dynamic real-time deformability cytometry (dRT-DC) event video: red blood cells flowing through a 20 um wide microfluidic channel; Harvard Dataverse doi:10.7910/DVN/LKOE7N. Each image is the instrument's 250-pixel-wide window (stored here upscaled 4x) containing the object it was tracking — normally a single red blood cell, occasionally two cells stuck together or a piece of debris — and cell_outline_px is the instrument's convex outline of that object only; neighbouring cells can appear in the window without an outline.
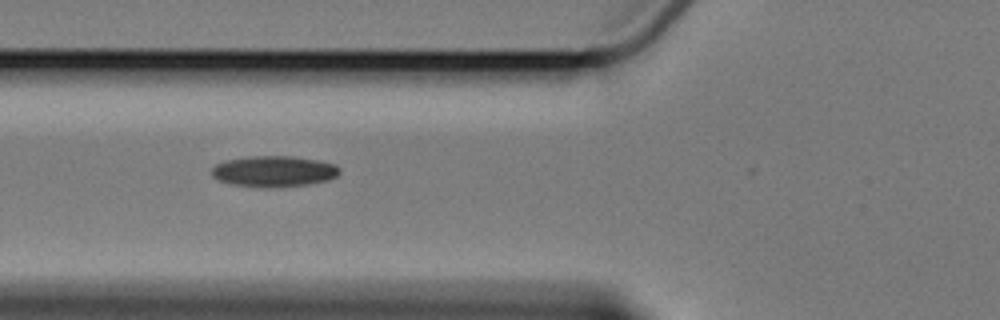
{"species": "Egyptian fruit bat (a non-hibernating species)", "species_latin": "Rousettus aegyptiacus", "temperature_condition": "cold", "stored_images_in_passage": 7, "camera_frame_rate_fps": 3000, "um_per_image_px": 0.085, "animal": {"sex": "female"}, "frame": {"image": 1, "passage_image": 6, "time_ms": 6.333, "image_size_px": [1000, 320], "cell_outline_px": [[340, 172], [336, 176], [328, 180], [308, 184], [276, 188], [260, 188], [232, 184], [220, 180], [212, 176], [212, 168], [216, 164], [228, 160], [252, 156], [292, 156], [316, 160], [336, 164], [340, 168]], "centroid_in_image_um": [23.3, 14.57], "position_along_channel_um": 102.5, "area_um2": 23.12}}
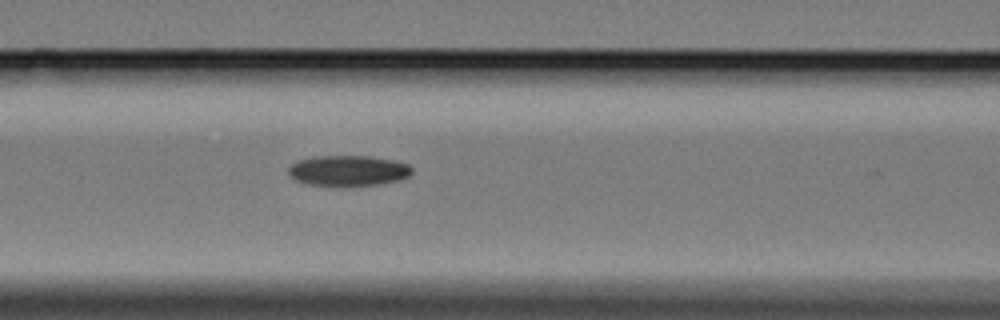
{"frame": {"image": 2, "passage_image": 7, "time_ms": 7.333, "image_size_px": [1000, 320], "cell_outline_px": [[412, 172], [408, 176], [400, 180], [376, 184], [344, 188], [308, 184], [296, 180], [288, 172], [288, 168], [296, 160], [312, 156], [372, 156], [396, 160], [408, 164], [412, 168]], "centroid_in_image_um": [29.59, 14.52], "position_along_channel_um": 137.0, "area_um2": 22.6}}